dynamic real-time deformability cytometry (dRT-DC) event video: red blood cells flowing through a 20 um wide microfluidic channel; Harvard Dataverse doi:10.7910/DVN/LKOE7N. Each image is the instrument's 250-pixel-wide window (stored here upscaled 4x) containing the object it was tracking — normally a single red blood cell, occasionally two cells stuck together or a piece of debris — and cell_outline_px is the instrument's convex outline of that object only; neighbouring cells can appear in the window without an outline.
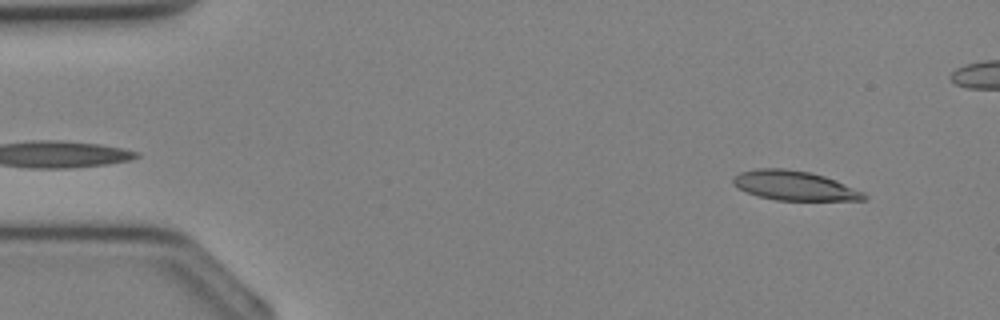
{"species": "Egyptian fruit bat (a non-hibernating species)", "species_latin": "Rousettus aegyptiacus", "temperature_condition": "cold", "stored_images_in_passage": 9, "camera_frame_rate_fps": 3000, "um_per_image_px": 0.085, "animal": {"sex": "female"}, "frame": {"image": 1, "passage_image": 3, "time_ms": 0.667, "image_size_px": [1000, 320], "cell_outline_px": [[868, 196], [864, 200], [776, 200], [756, 196], [732, 184], [732, 180], [740, 172], [760, 168], [784, 168], [808, 172], [824, 176], [864, 192]], "centroid_in_image_um": [67.51, 15.78], "position_along_channel_um": 17.5, "area_um2": 22.2}}